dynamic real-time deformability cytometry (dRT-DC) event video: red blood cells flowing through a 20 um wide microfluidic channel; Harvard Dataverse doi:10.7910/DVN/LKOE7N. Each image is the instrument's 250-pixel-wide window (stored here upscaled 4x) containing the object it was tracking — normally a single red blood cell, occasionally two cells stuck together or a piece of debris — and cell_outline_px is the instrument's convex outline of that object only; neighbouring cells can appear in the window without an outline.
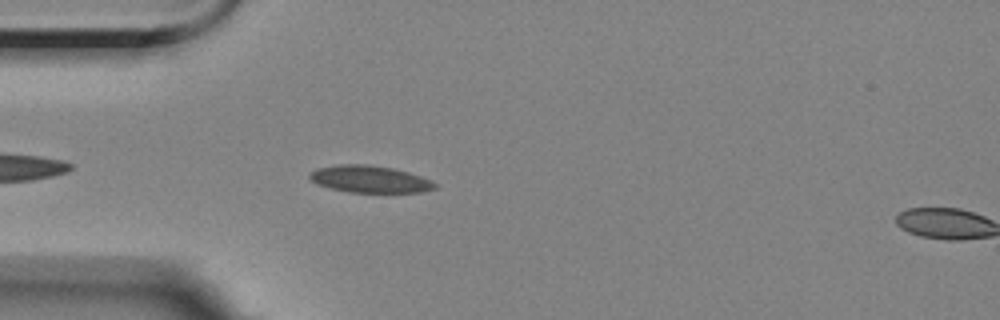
{"species": "Egyptian fruit bat (a non-hibernating species)", "species_latin": "Rousettus aegyptiacus", "temperature_condition": "room temperature", "stored_images_in_passage": 5, "segment_of_instrument_passage": [1, 2], "camera_frame_rate_fps": 3000, "um_per_image_px": 0.085, "animal": {"sex": "female"}, "frame": {"image": 1, "passage_image": 4, "time_ms": 3.333, "image_size_px": [1000, 320], "cell_outline_px": [[436, 188], [420, 192], [348, 192], [328, 188], [316, 184], [308, 176], [308, 172], [316, 168], [340, 164], [364, 164], [392, 168], [408, 172], [420, 176], [436, 184]], "centroid_in_image_um": [31.35, 15.22], "position_along_channel_um": 53.7, "area_um2": 19.65}}